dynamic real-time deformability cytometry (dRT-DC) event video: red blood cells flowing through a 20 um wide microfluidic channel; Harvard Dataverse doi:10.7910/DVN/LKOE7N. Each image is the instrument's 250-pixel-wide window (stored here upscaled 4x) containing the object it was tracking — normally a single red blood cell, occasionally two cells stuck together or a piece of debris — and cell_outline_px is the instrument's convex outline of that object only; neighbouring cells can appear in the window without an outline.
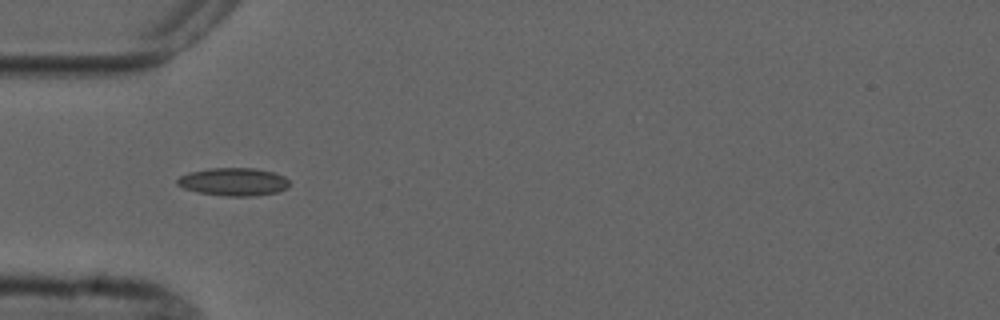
{"species": "common noctule bat (a hibernating species)", "species_latin": "Nyctalus noctula", "temperature_condition": "cold", "stored_images_in_passage": 4, "camera_frame_rate_fps": 3000, "um_per_image_px": 0.085, "animal": {"sex": "male", "forearm_length_mm": 52.5}, "frame": {"image": 1, "passage_image": 3, "time_ms": 3.333, "image_size_px": [1000, 320], "cell_outline_px": [[292, 184], [288, 188], [276, 192], [256, 196], [224, 196], [200, 192], [184, 188], [176, 184], [176, 180], [180, 176], [188, 172], [208, 168], [252, 168], [276, 172], [284, 176]], "centroid_in_image_um": [19.88, 15.44], "position_along_channel_um": 65.1, "area_um2": 18.44}}
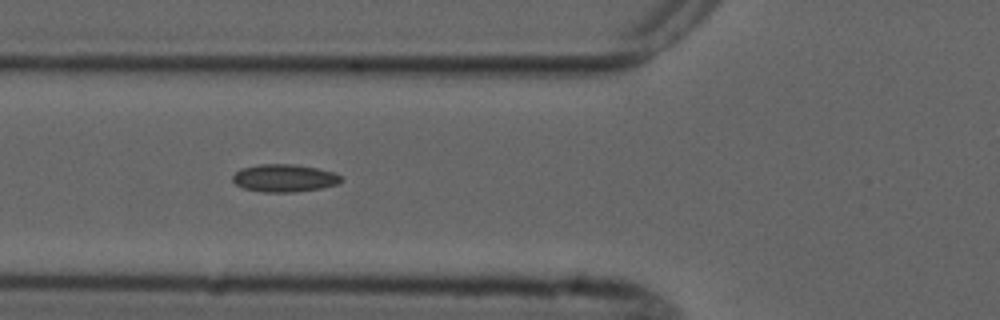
{"frame": {"image": 2, "passage_image": 4, "time_ms": 4.333, "image_size_px": [1000, 320], "cell_outline_px": [[344, 180], [340, 184], [320, 188], [296, 192], [264, 192], [244, 188], [236, 184], [232, 180], [232, 176], [240, 168], [260, 164], [292, 164], [316, 168], [332, 172], [340, 176]], "centroid_in_image_um": [24.17, 15.14], "position_along_channel_um": 101.6, "area_um2": 17.46}}